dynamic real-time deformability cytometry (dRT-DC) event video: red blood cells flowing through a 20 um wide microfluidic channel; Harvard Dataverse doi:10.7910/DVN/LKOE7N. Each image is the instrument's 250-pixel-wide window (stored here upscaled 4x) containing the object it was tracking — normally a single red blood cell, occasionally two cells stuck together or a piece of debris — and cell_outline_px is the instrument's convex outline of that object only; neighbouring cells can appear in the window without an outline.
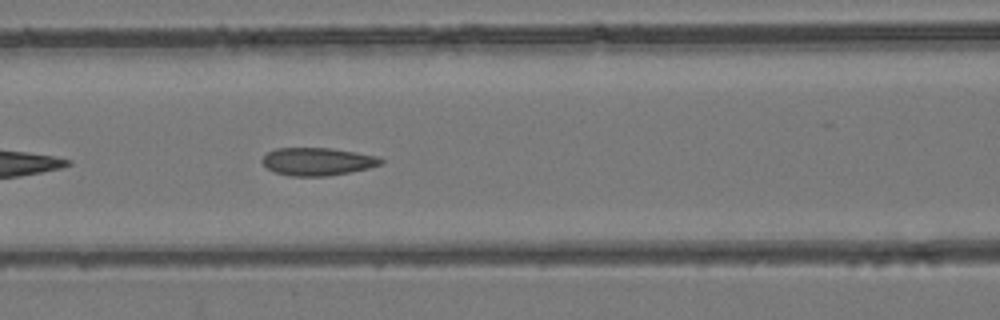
{"species": "common noctule bat (a hibernating species)", "species_latin": "Nyctalus noctula", "temperature_condition": "room temperature", "stored_images_in_passage": 11, "camera_frame_rate_fps": 3000, "um_per_image_px": 0.085, "animal": {"sex": "female", "body_mass_g": 24.6, "forearm_length_mm": 56.2}, "frame": {"image": 1, "passage_image": 7, "time_ms": 2.0, "image_size_px": [1000, 320], "cell_outline_px": [[384, 164], [368, 168], [328, 176], [288, 176], [276, 172], [268, 168], [260, 160], [268, 152], [276, 148], [328, 148], [356, 152], [376, 156], [384, 160]], "centroid_in_image_um": [26.99, 13.73], "position_along_channel_um": 139.6, "area_um2": 19.13}}